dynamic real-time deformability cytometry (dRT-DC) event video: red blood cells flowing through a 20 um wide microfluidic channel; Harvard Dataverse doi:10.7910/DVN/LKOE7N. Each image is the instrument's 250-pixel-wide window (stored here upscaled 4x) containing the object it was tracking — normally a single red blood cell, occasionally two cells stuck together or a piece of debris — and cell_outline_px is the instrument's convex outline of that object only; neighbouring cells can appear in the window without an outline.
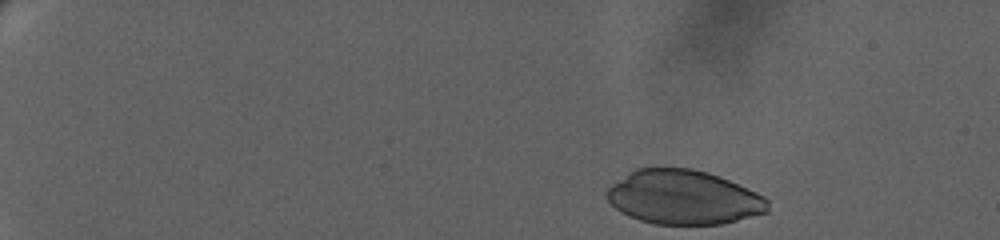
{"species": "human", "species_latin": "Homo sapiens", "temperature_condition": "warm", "stored_images_in_passage": 33, "camera_frame_rate_fps": 3000, "um_per_image_px": 0.085, "donor": {"sex": "female"}, "frame": {"image": 1, "passage_image": 1, "time_ms": 0.0, "image_size_px": [1000, 240], "cell_outline_px": [[768, 212], [720, 224], [652, 224], [640, 220], [620, 212], [608, 200], [604, 192], [612, 184], [636, 168], [692, 168], [708, 172], [720, 176], [756, 192], [764, 196], [768, 200]], "centroid_in_image_um": [58.09, 16.77], "position_along_channel_um": 26.9, "area_um2": 50.75}}
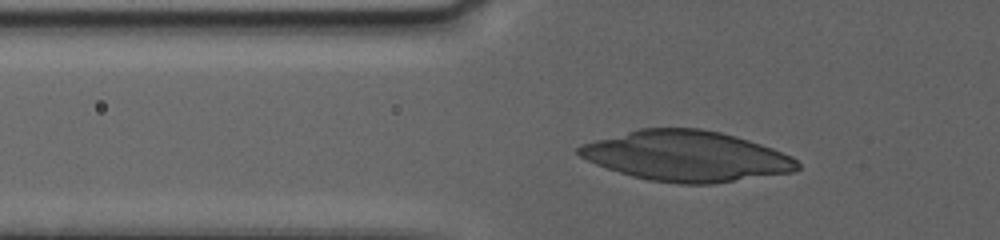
{"frame": {"image": 2, "passage_image": 17, "time_ms": 5.0, "image_size_px": [1000, 240], "cell_outline_px": [[800, 168], [792, 172], [712, 184], [680, 184], [648, 180], [632, 176], [596, 164], [580, 156], [576, 152], [576, 148], [580, 144], [640, 128], [700, 128], [720, 132], [736, 136], [772, 148], [792, 156], [800, 164]], "centroid_in_image_um": [58.34, 13.27], "position_along_channel_um": 67.5, "area_um2": 63.98}}